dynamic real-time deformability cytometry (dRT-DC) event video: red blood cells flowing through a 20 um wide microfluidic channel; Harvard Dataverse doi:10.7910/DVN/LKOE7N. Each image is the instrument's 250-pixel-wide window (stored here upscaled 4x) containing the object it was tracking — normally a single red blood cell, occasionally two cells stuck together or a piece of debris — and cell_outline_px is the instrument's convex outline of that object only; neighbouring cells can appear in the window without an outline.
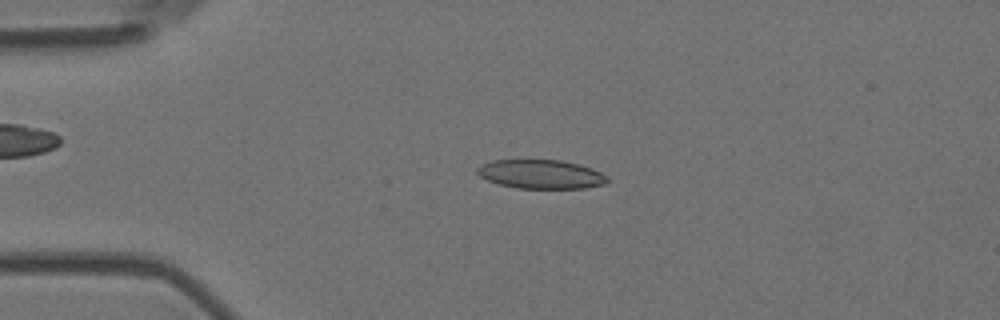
{"species": "Egyptian fruit bat (a non-hibernating species)", "species_latin": "Rousettus aegyptiacus", "temperature_condition": "room temperature", "stored_images_in_passage": 3, "camera_frame_rate_fps": 3000, "um_per_image_px": 0.085, "animal": {"sex": "female"}, "frame": {"image": 1, "passage_image": 2, "time_ms": 0.333, "image_size_px": [1000, 320], "cell_outline_px": [[608, 180], [604, 184], [584, 188], [516, 188], [500, 184], [488, 180], [480, 176], [476, 172], [476, 168], [480, 164], [492, 160], [564, 160], [592, 168], [608, 176]], "centroid_in_image_um": [45.97, 14.8], "position_along_channel_um": 39.0, "area_um2": 21.96}}